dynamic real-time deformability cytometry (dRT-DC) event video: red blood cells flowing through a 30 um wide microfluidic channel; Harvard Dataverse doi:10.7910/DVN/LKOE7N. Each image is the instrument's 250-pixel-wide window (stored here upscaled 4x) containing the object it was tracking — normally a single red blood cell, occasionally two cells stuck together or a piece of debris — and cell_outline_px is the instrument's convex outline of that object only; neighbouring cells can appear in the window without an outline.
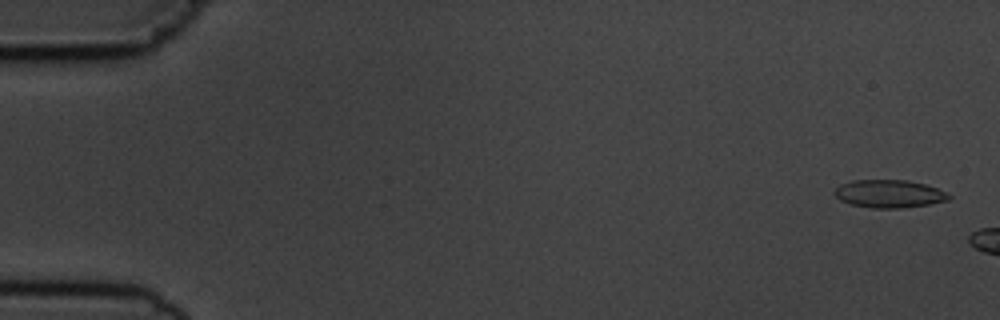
{"species": "common noctule bat (a hibernating species)", "species_latin": "Nyctalus noctula", "temperature_condition": "cold", "stored_images_in_passage": 3, "camera_frame_rate_fps": 3000, "um_per_image_px": 0.085, "animal": {"sex": "male", "body_mass_g": 19.5, "forearm_length_mm": 54.6}, "frame": {"image": 1, "passage_image": 1, "time_ms": 0.0, "image_size_px": [1000, 320], "cell_outline_px": [[952, 196], [948, 200], [928, 204], [900, 208], [872, 208], [848, 204], [840, 200], [832, 192], [840, 184], [852, 180], [908, 180], [924, 184], [936, 188]], "centroid_in_image_um": [75.52, 16.47], "position_along_channel_um": 9.5, "area_um2": 18.55}}